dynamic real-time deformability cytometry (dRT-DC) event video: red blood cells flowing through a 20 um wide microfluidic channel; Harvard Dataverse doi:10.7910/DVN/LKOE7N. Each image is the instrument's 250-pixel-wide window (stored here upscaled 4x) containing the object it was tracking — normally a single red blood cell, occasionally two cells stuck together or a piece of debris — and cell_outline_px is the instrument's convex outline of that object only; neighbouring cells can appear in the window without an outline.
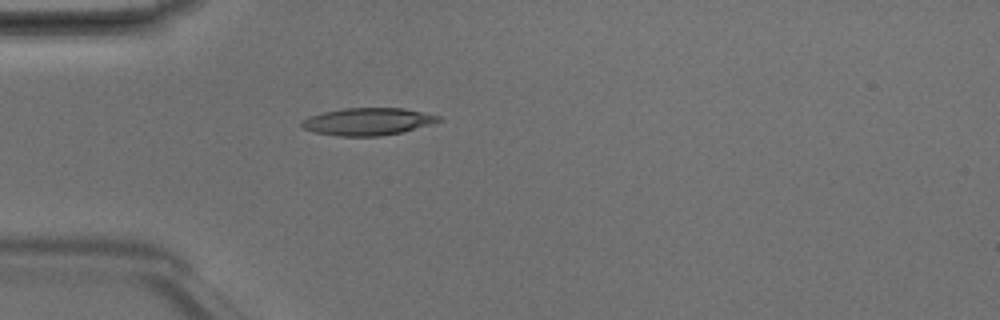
{"species": "Egyptian fruit bat (a non-hibernating species)", "species_latin": "Rousettus aegyptiacus", "temperature_condition": "room temperature", "stored_images_in_passage": 5, "camera_frame_rate_fps": 3000, "um_per_image_px": 0.085, "animal": {"sex": "male"}, "frame": {"image": 1, "passage_image": 5, "time_ms": 1.333, "image_size_px": [1000, 320], "cell_outline_px": [[444, 120], [400, 132], [380, 136], [340, 136], [316, 132], [304, 128], [300, 124], [300, 120], [308, 116], [324, 112], [344, 108], [404, 108], [424, 112], [440, 116]], "centroid_in_image_um": [31.25, 10.32], "position_along_channel_um": 53.7, "area_um2": 21.68}}